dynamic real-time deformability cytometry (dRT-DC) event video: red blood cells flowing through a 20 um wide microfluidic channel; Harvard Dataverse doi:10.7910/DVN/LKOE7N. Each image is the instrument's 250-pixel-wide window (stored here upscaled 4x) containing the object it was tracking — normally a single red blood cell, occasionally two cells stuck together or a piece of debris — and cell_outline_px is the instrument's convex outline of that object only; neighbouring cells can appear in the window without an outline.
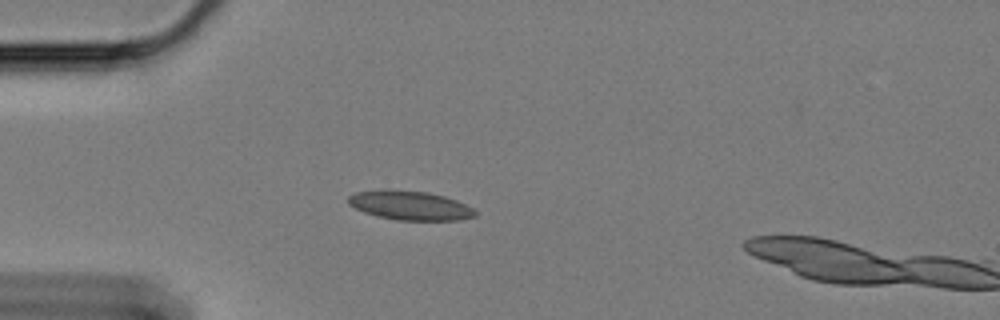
{"species": "Egyptian fruit bat (a non-hibernating species)", "species_latin": "Rousettus aegyptiacus", "temperature_condition": "cold", "stored_images_in_passage": 17, "camera_frame_rate_fps": 3000, "um_per_image_px": 0.085, "animal": {"sex": "female"}, "frame": {"image": 1, "passage_image": 15, "time_ms": 4.667, "image_size_px": [1000, 320], "cell_outline_px": [[476, 216], [460, 220], [396, 220], [376, 216], [364, 212], [348, 204], [348, 196], [356, 192], [380, 188], [388, 188], [428, 192], [444, 196], [456, 200], [472, 208], [476, 212]], "centroid_in_image_um": [34.8, 17.44], "position_along_channel_um": 50.2, "area_um2": 21.85}}